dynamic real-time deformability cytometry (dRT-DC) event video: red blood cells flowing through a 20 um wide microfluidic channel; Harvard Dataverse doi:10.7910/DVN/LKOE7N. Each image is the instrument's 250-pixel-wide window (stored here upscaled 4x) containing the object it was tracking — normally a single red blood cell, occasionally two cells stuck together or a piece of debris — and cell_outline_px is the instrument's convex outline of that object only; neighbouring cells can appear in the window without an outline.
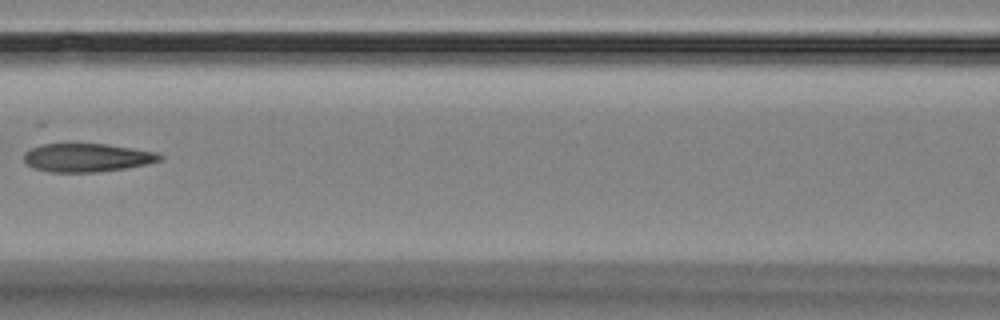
{"species": "Egyptian fruit bat (a non-hibernating species)", "species_latin": "Rousettus aegyptiacus", "temperature_condition": "room temperature", "stored_images_in_passage": 21, "camera_frame_rate_fps": 3000, "um_per_image_px": 0.085, "animal": {"sex": "female"}, "frame": {"image": 1, "passage_image": 12, "time_ms": 15.667, "image_size_px": [1000, 320], "cell_outline_px": [[164, 156], [160, 160], [148, 164], [124, 168], [96, 172], [48, 172], [36, 168], [28, 164], [24, 160], [24, 152], [40, 144], [108, 144], [156, 152]], "centroid_in_image_um": [7.4, 13.39], "position_along_channel_um": 159.2, "area_um2": 22.37}}
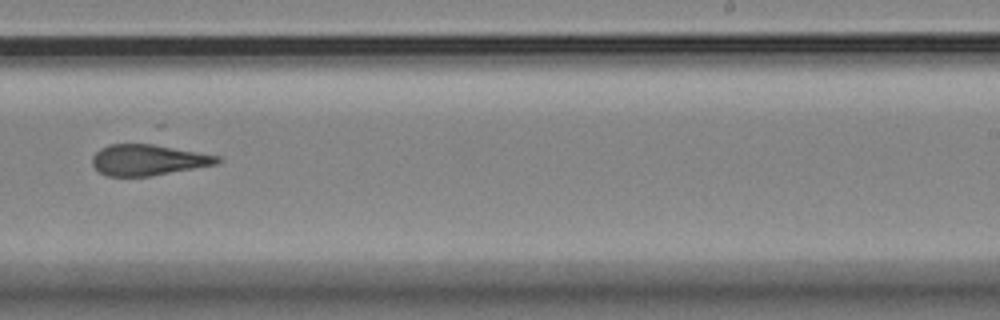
{"frame": {"image": 2, "passage_image": 15, "time_ms": 19.0, "image_size_px": [1000, 320], "cell_outline_px": [[224, 160], [220, 164], [152, 176], [108, 176], [100, 172], [92, 164], [92, 156], [100, 148], [108, 144], [152, 144], [220, 156]], "centroid_in_image_um": [12.63, 13.6], "position_along_channel_um": 276.4, "area_um2": 22.66}}